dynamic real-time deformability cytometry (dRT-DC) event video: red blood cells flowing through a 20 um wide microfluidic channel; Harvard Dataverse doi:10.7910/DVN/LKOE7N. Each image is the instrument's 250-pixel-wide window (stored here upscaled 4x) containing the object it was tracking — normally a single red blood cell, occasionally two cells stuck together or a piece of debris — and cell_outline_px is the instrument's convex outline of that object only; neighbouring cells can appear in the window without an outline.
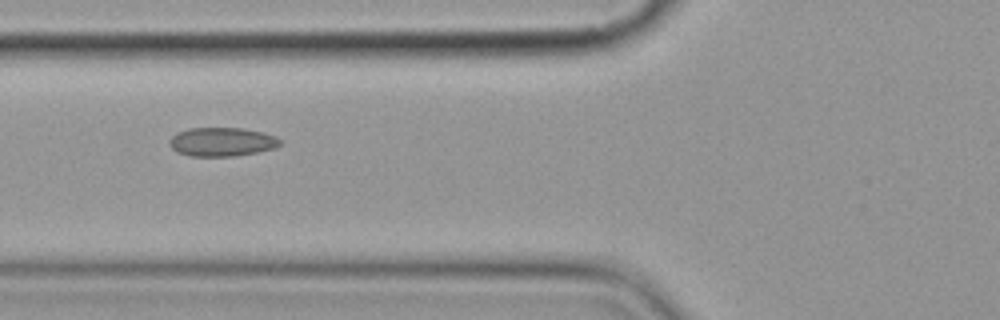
{"species": "common noctule bat (a hibernating species)", "species_latin": "Nyctalus noctula", "temperature_condition": "cold", "stored_images_in_passage": 12, "camera_frame_rate_fps": 3000, "um_per_image_px": 0.085, "animal": {"sex": "female", "body_mass_g": 19.9}, "frame": {"image": 1, "passage_image": 4, "time_ms": 3.667, "image_size_px": [1000, 320], "cell_outline_px": [[284, 144], [276, 148], [256, 152], [232, 156], [192, 156], [176, 152], [172, 148], [168, 140], [176, 132], [188, 128], [244, 128], [264, 132], [276, 136]], "centroid_in_image_um": [18.88, 12.05], "position_along_channel_um": 106.9, "area_um2": 18.79}}
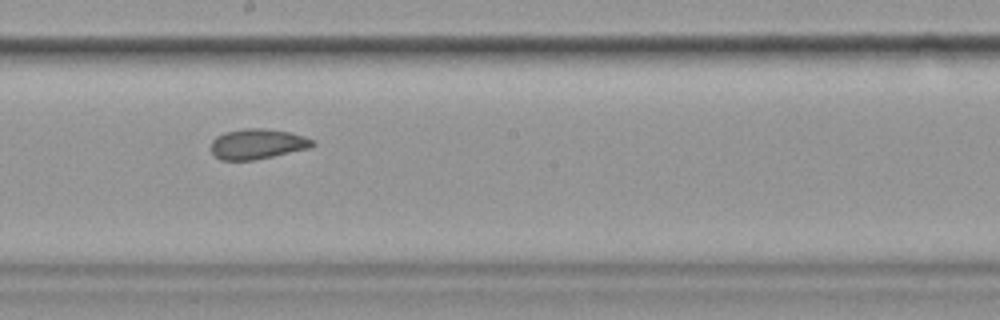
{"frame": {"image": 2, "passage_image": 7, "time_ms": 7.0, "image_size_px": [1000, 320], "cell_outline_px": [[316, 144], [308, 148], [272, 156], [252, 160], [220, 160], [212, 152], [212, 140], [216, 136], [224, 132], [244, 128], [264, 128], [288, 132], [304, 136], [316, 140]], "centroid_in_image_um": [21.88, 12.22], "position_along_channel_um": 226.3, "area_um2": 17.8}}
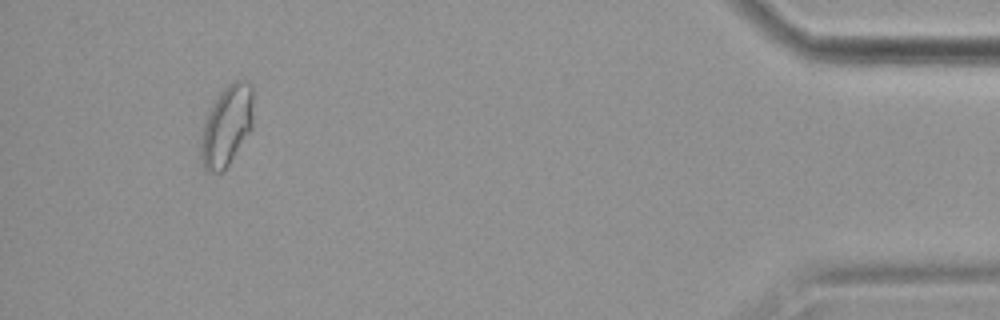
{"frame": {"image": 3, "passage_image": 12, "time_ms": 14.0, "image_size_px": [1000, 320], "cell_outline_px": [[252, 128], [228, 164], [220, 172], [208, 172], [204, 168], [200, 160], [200, 144], [204, 124], [208, 112], [212, 104], [224, 88], [232, 80], [244, 80], [252, 84]], "centroid_in_image_um": [19.26, 10.67], "position_along_channel_um": 415.9, "area_um2": 24.33}, "authors_computed_cell_mechanics": {"area_um2": 18.7561, "velocity_mm_per_s": 3.5906, "shape_relaxation_time_tau1_ms": 4.7174, "shape_relaxation_time_tau2_ms": 1.4528, "deformation_change_tau1": 0.0772, "deformation_change_tau2": 0.042}}